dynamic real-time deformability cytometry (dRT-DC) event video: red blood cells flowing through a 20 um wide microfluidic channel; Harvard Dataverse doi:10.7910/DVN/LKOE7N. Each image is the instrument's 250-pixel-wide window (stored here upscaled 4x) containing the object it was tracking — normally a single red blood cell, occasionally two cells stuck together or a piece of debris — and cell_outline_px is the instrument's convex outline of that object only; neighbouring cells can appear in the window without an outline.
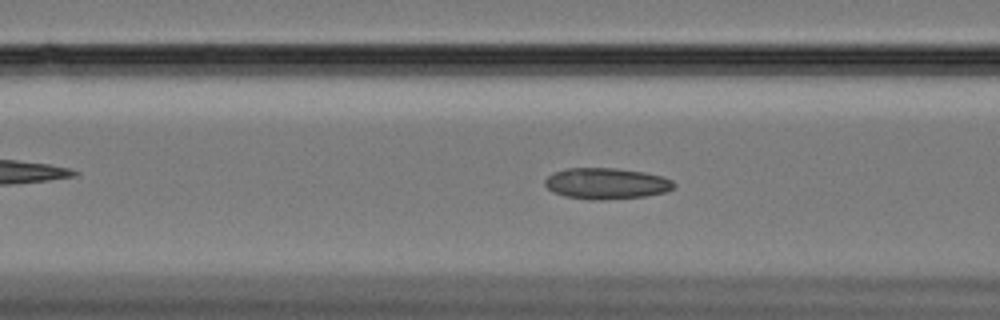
{"species": "Egyptian fruit bat (a non-hibernating species)", "species_latin": "Rousettus aegyptiacus", "temperature_condition": "cold", "stored_images_in_passage": 51, "camera_frame_rate_fps": 3000, "um_per_image_px": 0.085, "animal": {"sex": "female"}, "frame": {"image": 1, "passage_image": 15, "time_ms": 4.667, "image_size_px": [1000, 320], "cell_outline_px": [[676, 184], [668, 192], [644, 196], [600, 200], [592, 200], [564, 196], [552, 192], [544, 184], [544, 180], [548, 176], [556, 172], [568, 168], [616, 168], [644, 172], [660, 176], [672, 180]], "centroid_in_image_um": [51.54, 15.6], "position_along_channel_um": 115.1, "area_um2": 23.35}}
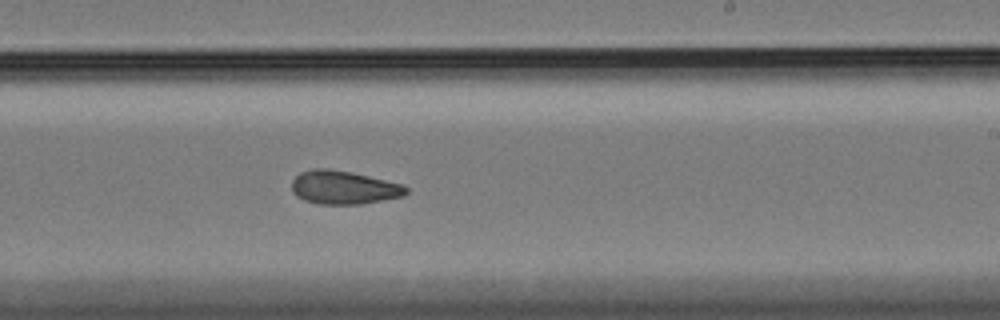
{"frame": {"image": 2, "passage_image": 28, "time_ms": 9.0, "image_size_px": [1000, 320], "cell_outline_px": [[408, 192], [404, 196], [360, 204], [316, 204], [304, 200], [296, 196], [292, 192], [292, 180], [300, 172], [312, 168], [328, 168], [352, 172], [400, 184], [408, 188]], "centroid_in_image_um": [29.17, 15.93], "position_along_channel_um": 259.8, "area_um2": 22.31}}
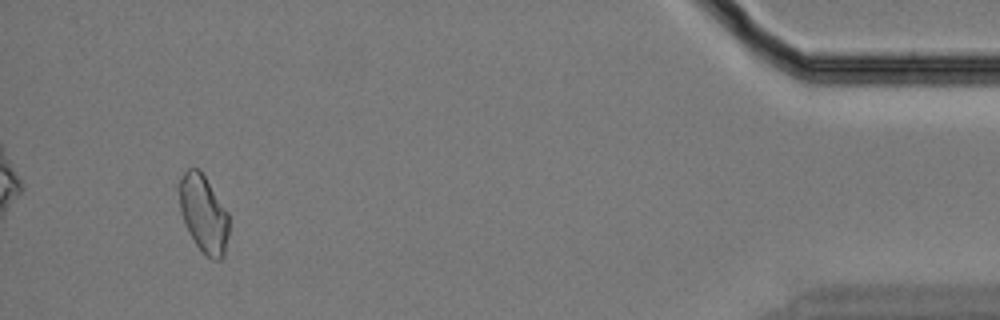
{"frame": {"image": 3, "passage_image": 48, "time_ms": 15.667, "image_size_px": [1000, 320], "cell_outline_px": [[228, 236], [224, 256], [220, 260], [212, 260], [204, 256], [188, 232], [180, 212], [176, 188], [184, 172], [188, 168], [200, 168], [228, 212]], "centroid_in_image_um": [17.27, 18.16], "position_along_channel_um": 417.9, "area_um2": 23.0}, "authors_computed_cell_mechanics": {"area_um2": 22.4842, "velocity_mm_per_s": 3.3394, "shape_relaxation_time_tau1_ms": null, "shape_relaxation_time_tau2_ms": 6.2727, "deformation_change_tau1": null, "deformation_change_tau2": 0.1221}}